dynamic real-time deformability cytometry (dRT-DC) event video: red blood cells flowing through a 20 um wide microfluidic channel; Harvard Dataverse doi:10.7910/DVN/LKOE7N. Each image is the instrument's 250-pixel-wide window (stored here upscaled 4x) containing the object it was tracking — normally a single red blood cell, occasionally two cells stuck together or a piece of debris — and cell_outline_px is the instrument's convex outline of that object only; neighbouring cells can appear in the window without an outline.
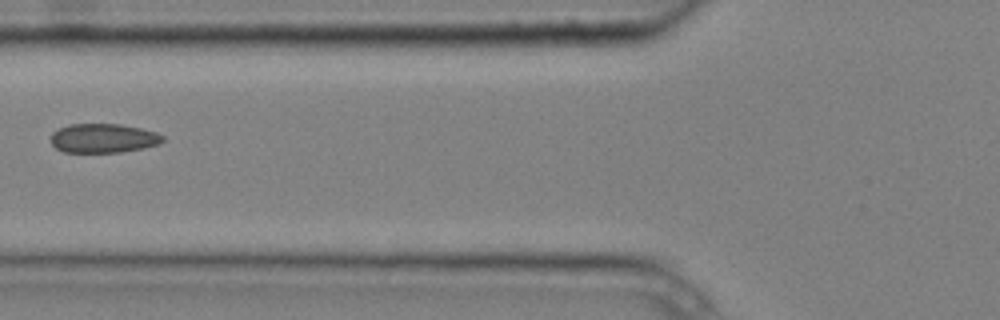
{"species": "common noctule bat (a hibernating species)", "species_latin": "Nyctalus noctula", "temperature_condition": "cold", "stored_images_in_passage": 5, "camera_frame_rate_fps": 3000, "um_per_image_px": 0.085, "animal": {"sex": "male", "body_mass_g": 20.4}, "frame": {"image": 1, "passage_image": 4, "time_ms": 1.0, "image_size_px": [1000, 320], "cell_outline_px": [[164, 140], [160, 144], [144, 148], [120, 152], [64, 152], [56, 148], [52, 144], [52, 132], [68, 124], [120, 124], [140, 128], [156, 132], [164, 136]], "centroid_in_image_um": [8.81, 11.75], "position_along_channel_um": 117.0, "area_um2": 19.02}}
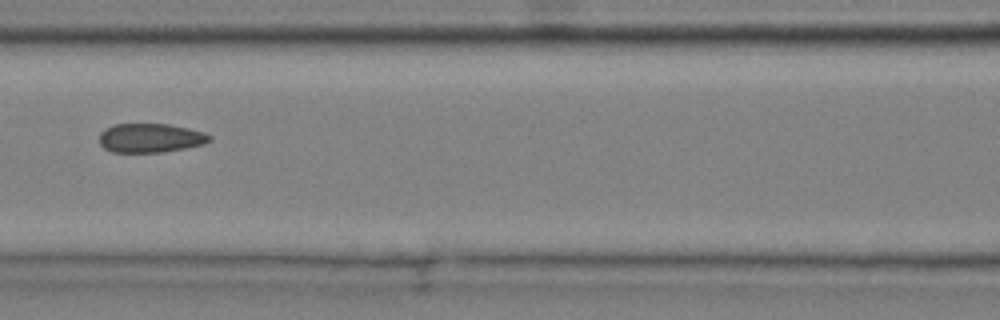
{"frame": {"image": 2, "passage_image": 5, "time_ms": 1.333, "image_size_px": [1000, 320], "cell_outline_px": [[212, 140], [204, 144], [164, 152], [112, 152], [104, 148], [100, 144], [100, 132], [104, 128], [112, 124], [168, 124], [188, 128], [204, 132], [212, 136]], "centroid_in_image_um": [12.78, 11.72], "position_along_channel_um": 153.8, "area_um2": 18.79}}